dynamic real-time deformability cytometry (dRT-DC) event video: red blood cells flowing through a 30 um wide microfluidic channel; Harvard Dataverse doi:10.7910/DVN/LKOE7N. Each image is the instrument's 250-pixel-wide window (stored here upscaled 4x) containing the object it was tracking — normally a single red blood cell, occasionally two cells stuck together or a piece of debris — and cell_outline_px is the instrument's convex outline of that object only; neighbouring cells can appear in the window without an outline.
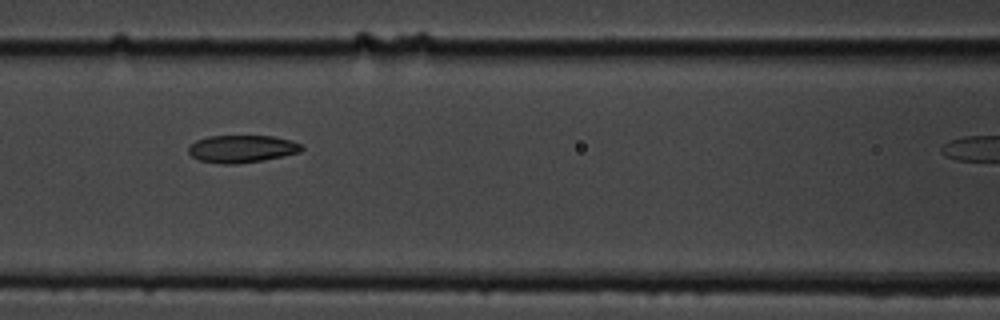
{"species": "common noctule bat (a hibernating species)", "species_latin": "Nyctalus noctula", "temperature_condition": "cold", "stored_images_in_passage": 8, "segment_of_instrument_passage": [1, 2], "camera_frame_rate_fps": 3000, "um_per_image_px": 0.085, "animal": {"sex": "male", "body_mass_g": 19.5, "forearm_length_mm": 54.6}, "frame": {"image": 1, "passage_image": 6, "time_ms": 6.0, "image_size_px": [1000, 320], "cell_outline_px": [[304, 148], [300, 152], [260, 160], [236, 164], [220, 164], [200, 160], [192, 156], [188, 152], [188, 144], [196, 140], [208, 136], [272, 136], [292, 140], [300, 144]], "centroid_in_image_um": [20.51, 12.64], "position_along_channel_um": 146.1, "area_um2": 18.03}}
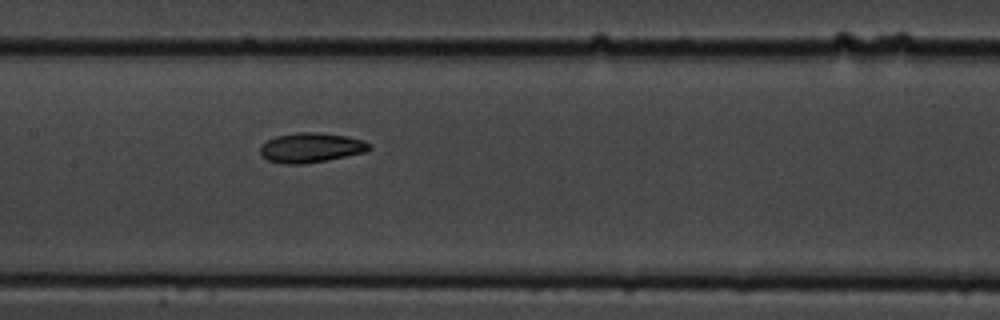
{"frame": {"image": 2, "passage_image": 7, "time_ms": 7.0, "image_size_px": [1000, 320], "cell_outline_px": [[372, 148], [368, 152], [304, 164], [284, 164], [268, 160], [260, 152], [260, 148], [268, 140], [276, 136], [296, 132], [316, 132], [348, 136], [364, 140], [372, 144]], "centroid_in_image_um": [26.5, 12.54], "position_along_channel_um": 180.9, "area_um2": 18.96}}